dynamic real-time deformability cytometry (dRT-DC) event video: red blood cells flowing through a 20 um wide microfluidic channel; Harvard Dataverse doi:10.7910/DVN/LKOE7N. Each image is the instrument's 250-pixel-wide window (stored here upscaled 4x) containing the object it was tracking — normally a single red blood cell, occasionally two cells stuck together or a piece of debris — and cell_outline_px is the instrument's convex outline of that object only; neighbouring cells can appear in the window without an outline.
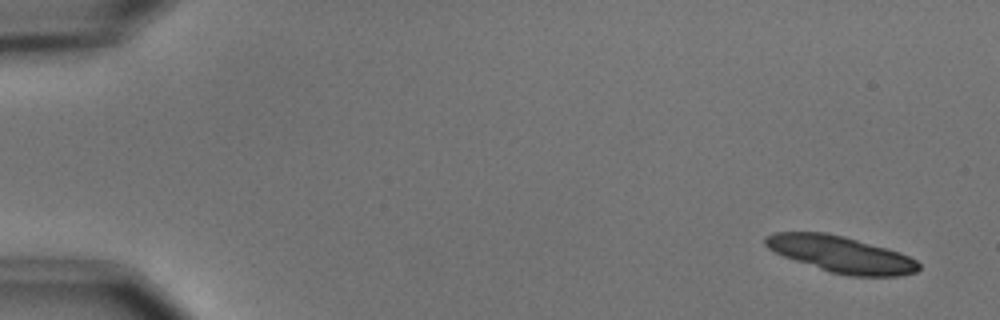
{"species": "common noctule bat (a hibernating species)", "species_latin": "Nyctalus noctula", "temperature_condition": "cold", "stored_images_in_passage": 5, "camera_frame_rate_fps": 3000, "um_per_image_px": 0.085, "animal": {"sex": "male", "body_mass_g": 15.6}, "frame": {"image": 1, "passage_image": 1, "time_ms": 0.0, "image_size_px": [1000, 320], "cell_outline_px": [[920, 268], [916, 272], [900, 276], [848, 276], [832, 272], [784, 256], [768, 248], [764, 244], [764, 236], [772, 232], [824, 232], [844, 236], [888, 248], [900, 252], [916, 260], [920, 264]], "centroid_in_image_um": [71.5, 21.6], "position_along_channel_um": 13.5, "area_um2": 32.37}}